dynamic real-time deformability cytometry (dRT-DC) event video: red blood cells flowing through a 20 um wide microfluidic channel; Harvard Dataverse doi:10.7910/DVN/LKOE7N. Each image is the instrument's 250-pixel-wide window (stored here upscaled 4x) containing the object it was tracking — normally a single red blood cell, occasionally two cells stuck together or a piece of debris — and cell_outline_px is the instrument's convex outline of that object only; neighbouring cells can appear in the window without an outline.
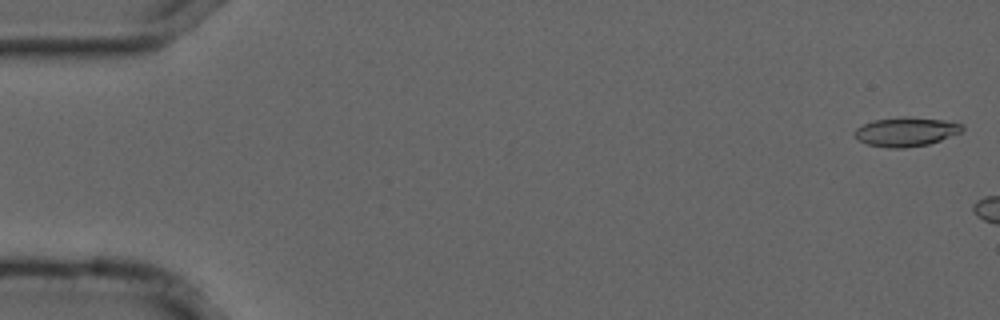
{"species": "common noctule bat (a hibernating species)", "species_latin": "Nyctalus noctula", "temperature_condition": "cold", "stored_images_in_passage": 6, "camera_frame_rate_fps": 3000, "um_per_image_px": 0.085, "animal": {"sex": "male", "forearm_length_mm": 52.5}, "frame": {"image": 1, "passage_image": 1, "time_ms": 0.0, "image_size_px": [1000, 320], "cell_outline_px": [[964, 128], [960, 132], [940, 140], [928, 144], [904, 148], [888, 148], [868, 144], [860, 140], [852, 132], [856, 128], [872, 120], [904, 116], [944, 120], [964, 124]], "centroid_in_image_um": [77.0, 11.19], "position_along_channel_um": 8.0, "area_um2": 18.21}}